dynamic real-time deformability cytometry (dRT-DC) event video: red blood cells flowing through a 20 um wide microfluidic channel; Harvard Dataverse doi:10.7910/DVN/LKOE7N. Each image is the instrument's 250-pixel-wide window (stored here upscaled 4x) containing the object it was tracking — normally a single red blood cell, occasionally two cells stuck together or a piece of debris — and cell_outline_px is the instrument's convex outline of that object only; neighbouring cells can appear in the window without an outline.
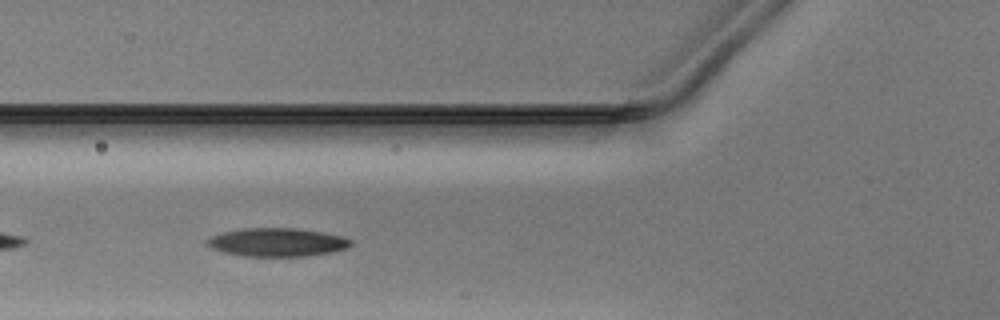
{"species": "Egyptian fruit bat (a non-hibernating species)", "species_latin": "Rousettus aegyptiacus", "temperature_condition": "warm", "stored_images_in_passage": 15, "camera_frame_rate_fps": 3000, "um_per_image_px": 0.085, "animal": {"sex": "male"}, "frame": {"image": 1, "passage_image": 5, "time_ms": 1.333, "image_size_px": [1000, 320], "cell_outline_px": [[352, 244], [344, 248], [332, 252], [304, 256], [248, 256], [224, 252], [212, 248], [204, 244], [204, 240], [220, 232], [244, 228], [296, 228], [324, 232], [340, 236], [352, 240]], "centroid_in_image_um": [23.51, 20.58], "position_along_channel_um": 102.3, "area_um2": 23.76}}
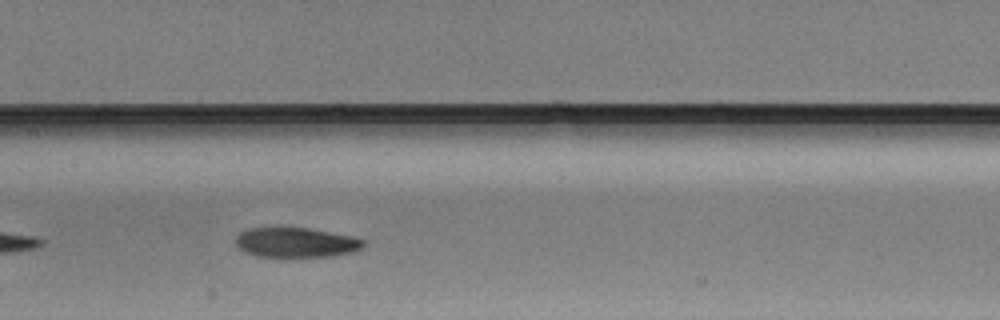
{"frame": {"image": 2, "passage_image": 11, "time_ms": 3.333, "image_size_px": [1000, 320], "cell_outline_px": [[364, 244], [360, 248], [352, 252], [328, 256], [288, 260], [256, 256], [244, 252], [236, 244], [236, 236], [240, 232], [248, 228], [308, 228], [352, 236], [364, 240]], "centroid_in_image_um": [25.11, 20.66], "position_along_channel_um": 182.3, "area_um2": 22.89}}